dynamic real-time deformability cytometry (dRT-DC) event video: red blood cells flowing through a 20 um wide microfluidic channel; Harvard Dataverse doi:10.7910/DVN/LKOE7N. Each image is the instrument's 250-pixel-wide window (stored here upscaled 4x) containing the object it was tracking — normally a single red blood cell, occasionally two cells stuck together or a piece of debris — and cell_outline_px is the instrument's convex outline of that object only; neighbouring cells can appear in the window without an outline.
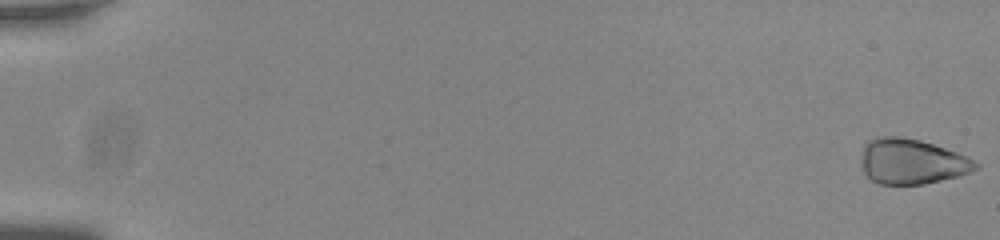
{"species": "common noctule bat (a hibernating species)", "species_latin": "Nyctalus noctula", "temperature_condition": "room temperature", "stored_images_in_passage": 56, "camera_frame_rate_fps": 3000, "um_per_image_px": 0.085, "animal": {"sex": "male", "body_mass_g": 20.0, "forearm_length_mm": 53.3}, "frame": {"image": 1, "passage_image": 1, "time_ms": 0.0, "image_size_px": [1000, 240], "cell_outline_px": [[980, 168], [972, 172], [924, 184], [880, 184], [872, 180], [864, 172], [860, 160], [860, 152], [864, 144], [868, 140], [876, 136], [896, 136], [920, 140], [956, 152], [980, 164]], "centroid_in_image_um": [77.45, 13.72], "position_along_channel_um": 7.5, "area_um2": 30.23}}
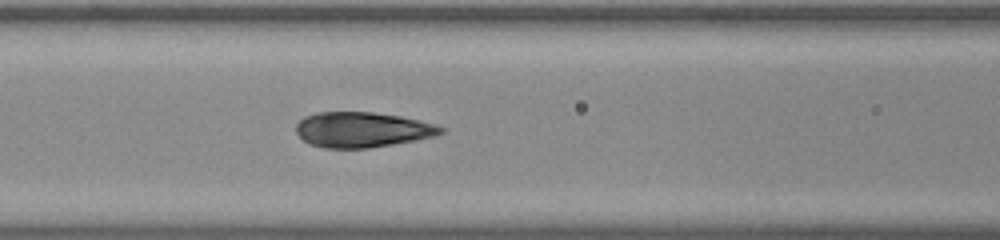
{"frame": {"image": 2, "passage_image": 26, "time_ms": 8.333, "image_size_px": [1000, 240], "cell_outline_px": [[444, 132], [436, 136], [416, 140], [368, 148], [324, 148], [308, 144], [296, 132], [296, 124], [304, 116], [316, 112], [372, 112], [400, 116], [436, 124], [444, 128]], "centroid_in_image_um": [30.78, 11.02], "position_along_channel_um": 135.8, "area_um2": 29.82}}
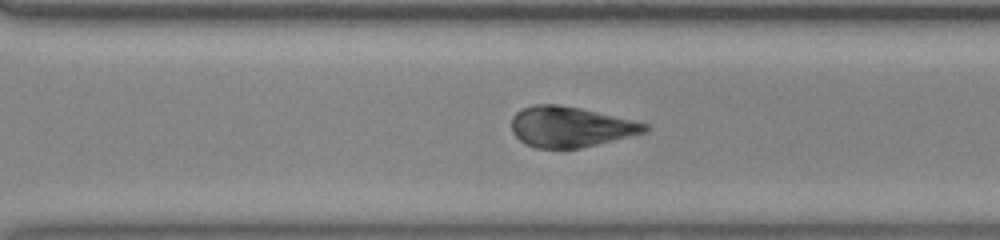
{"frame": {"image": 3, "passage_image": 41, "time_ms": 13.333, "image_size_px": [1000, 240], "cell_outline_px": [[648, 132], [580, 148], [536, 148], [524, 144], [512, 132], [512, 116], [520, 108], [532, 104], [556, 104], [580, 108], [648, 124]], "centroid_in_image_um": [48.44, 10.78], "position_along_channel_um": 322.2, "area_um2": 31.39}}